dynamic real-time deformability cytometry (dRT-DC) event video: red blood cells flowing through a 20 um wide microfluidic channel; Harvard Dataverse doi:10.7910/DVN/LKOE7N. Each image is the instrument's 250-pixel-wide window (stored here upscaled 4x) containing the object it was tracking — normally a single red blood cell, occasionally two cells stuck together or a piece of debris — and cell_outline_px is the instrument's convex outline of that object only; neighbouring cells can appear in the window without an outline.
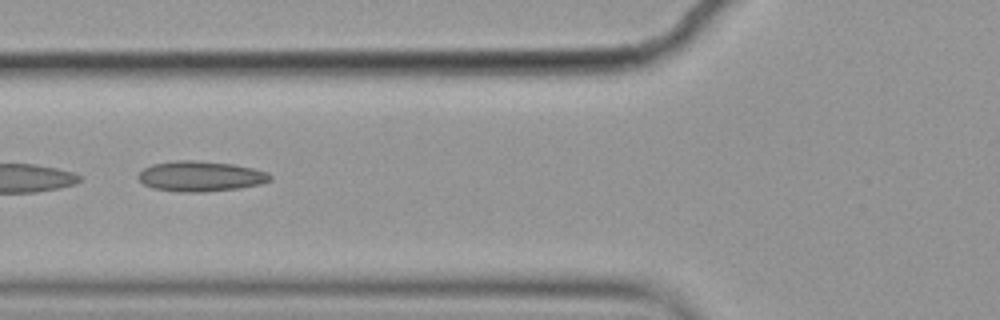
{"species": "common noctule bat (a hibernating species)", "species_latin": "Nyctalus noctula", "temperature_condition": "cold", "stored_images_in_passage": 10, "camera_frame_rate_fps": 3000, "um_per_image_px": 0.085, "animal": {"sex": "female", "body_mass_g": 19.9}, "frame": {"image": 1, "passage_image": 6, "time_ms": 1.667, "image_size_px": [1000, 320], "cell_outline_px": [[272, 180], [260, 184], [240, 188], [204, 192], [176, 192], [152, 188], [144, 184], [136, 176], [144, 168], [152, 164], [176, 160], [192, 160], [232, 164], [252, 168], [268, 172], [272, 176]], "centroid_in_image_um": [17.04, 14.99], "position_along_channel_um": 108.8, "area_um2": 23.41}}
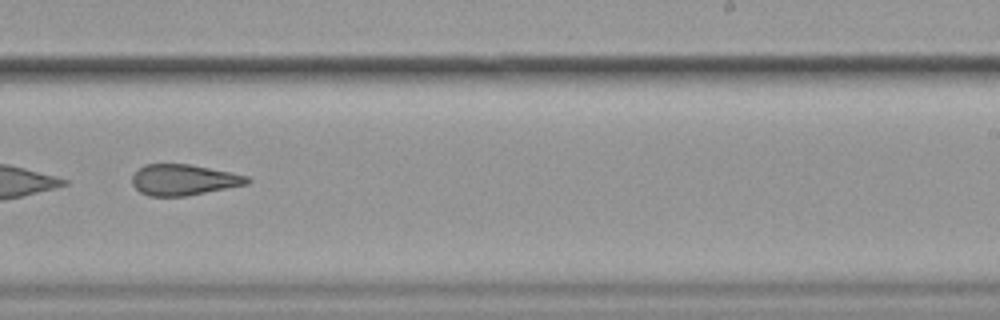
{"frame": {"image": 2, "passage_image": 10, "time_ms": 3.0, "image_size_px": [1000, 320], "cell_outline_px": [[252, 180], [248, 184], [188, 196], [148, 196], [140, 192], [132, 184], [132, 176], [144, 164], [188, 164], [232, 172], [248, 176]], "centroid_in_image_um": [15.63, 15.29], "position_along_channel_um": 273.4, "area_um2": 20.81}}